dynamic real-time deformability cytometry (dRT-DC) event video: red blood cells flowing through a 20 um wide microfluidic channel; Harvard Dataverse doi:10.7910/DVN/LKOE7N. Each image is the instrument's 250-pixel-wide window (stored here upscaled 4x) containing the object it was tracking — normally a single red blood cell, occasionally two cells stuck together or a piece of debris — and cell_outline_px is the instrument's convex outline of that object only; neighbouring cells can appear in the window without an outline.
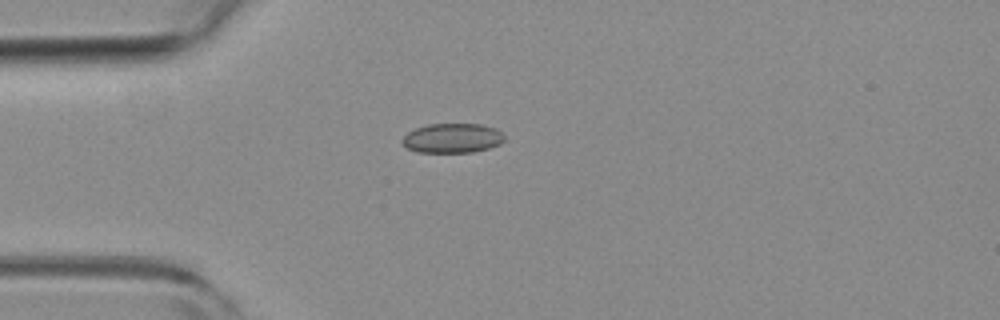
{"species": "common noctule bat (a hibernating species)", "species_latin": "Nyctalus noctula", "temperature_condition": "room temperature", "stored_images_in_passage": 4, "camera_frame_rate_fps": 3000, "um_per_image_px": 0.085, "animal": {"sex": "female", "body_mass_g": 19.3, "forearm_length_mm": 54.1}, "frame": {"image": 1, "passage_image": 4, "time_ms": 1.0, "image_size_px": [1000, 320], "cell_outline_px": [[504, 140], [500, 144], [488, 148], [472, 152], [416, 152], [408, 148], [400, 140], [408, 132], [416, 128], [428, 124], [480, 124], [496, 128], [504, 136]], "centroid_in_image_um": [38.45, 11.74], "position_along_channel_um": 46.6, "area_um2": 17.51}}